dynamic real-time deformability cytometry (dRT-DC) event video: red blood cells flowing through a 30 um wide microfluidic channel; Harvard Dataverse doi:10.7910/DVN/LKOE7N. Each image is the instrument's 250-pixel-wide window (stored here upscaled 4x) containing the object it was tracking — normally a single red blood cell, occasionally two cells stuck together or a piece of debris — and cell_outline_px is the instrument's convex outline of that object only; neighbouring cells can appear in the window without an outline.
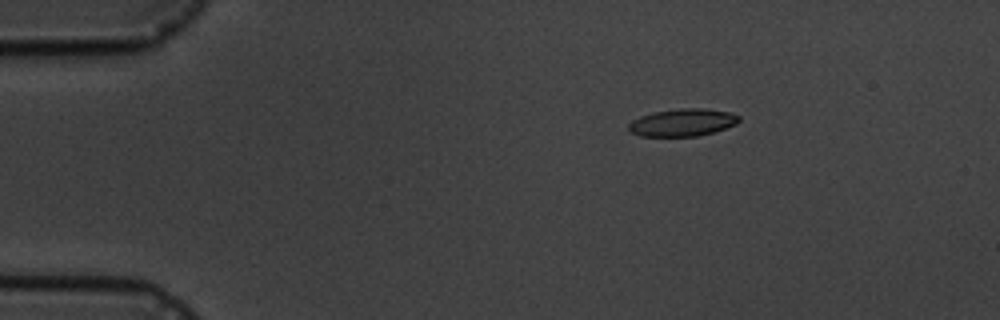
{"species": "common noctule bat (a hibernating species)", "species_latin": "Nyctalus noctula", "temperature_condition": "cold", "stored_images_in_passage": 3, "camera_frame_rate_fps": 3000, "um_per_image_px": 0.085, "animal": {"sex": "male", "body_mass_g": 19.5, "forearm_length_mm": 54.6}, "frame": {"image": 1, "passage_image": 1, "time_ms": 0.0, "image_size_px": [1000, 320], "cell_outline_px": [[740, 120], [736, 124], [712, 132], [696, 136], [640, 136], [628, 132], [628, 124], [632, 120], [640, 116], [656, 112], [680, 108], [704, 108], [728, 112], [740, 116]], "centroid_in_image_um": [57.98, 10.41], "position_along_channel_um": 27.0, "area_um2": 17.57}}